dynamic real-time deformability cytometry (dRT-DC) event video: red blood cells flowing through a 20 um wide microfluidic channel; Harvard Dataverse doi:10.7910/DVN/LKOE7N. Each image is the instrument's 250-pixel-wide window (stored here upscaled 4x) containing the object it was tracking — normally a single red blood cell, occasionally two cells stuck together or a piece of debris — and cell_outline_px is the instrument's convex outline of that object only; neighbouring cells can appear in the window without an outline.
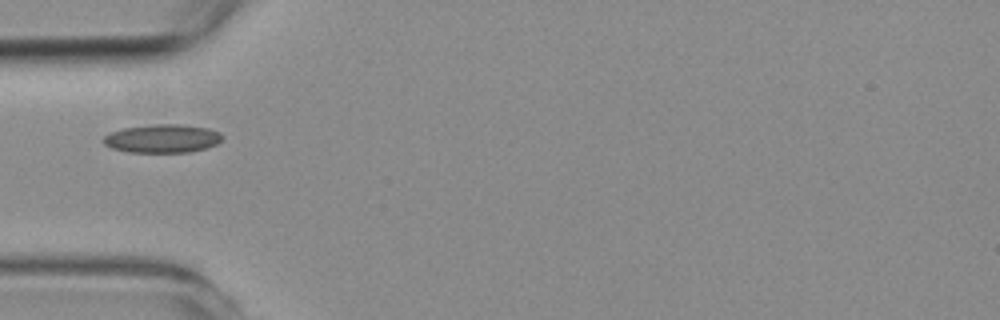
{"species": "common noctule bat (a hibernating species)", "species_latin": "Nyctalus noctula", "temperature_condition": "room temperature", "stored_images_in_passage": 10, "camera_frame_rate_fps": 3000, "um_per_image_px": 0.085, "animal": {"sex": "female", "body_mass_g": 19.3, "forearm_length_mm": 54.1}, "frame": {"image": 1, "passage_image": 1, "time_ms": 0.0, "image_size_px": [1000, 320], "cell_outline_px": [[224, 136], [216, 144], [204, 148], [188, 152], [128, 152], [112, 148], [104, 144], [100, 140], [108, 132], [124, 128], [156, 124], [180, 124], [208, 128], [220, 132]], "centroid_in_image_um": [13.76, 11.77], "position_along_channel_um": 71.2, "area_um2": 19.71}}
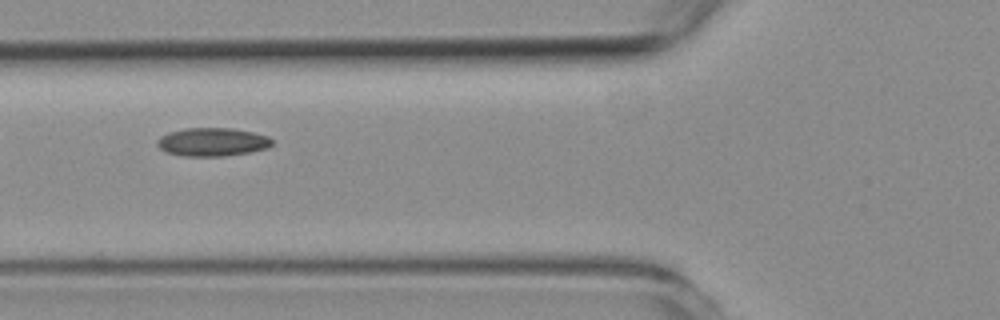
{"frame": {"image": 2, "passage_image": 4, "time_ms": 1.0, "image_size_px": [1000, 320], "cell_outline_px": [[272, 144], [268, 148], [248, 152], [224, 156], [184, 156], [168, 152], [160, 148], [156, 144], [156, 140], [160, 136], [168, 132], [184, 128], [232, 128], [252, 132], [268, 136], [272, 140]], "centroid_in_image_um": [18.03, 12.06], "position_along_channel_um": 107.8, "area_um2": 18.96}}